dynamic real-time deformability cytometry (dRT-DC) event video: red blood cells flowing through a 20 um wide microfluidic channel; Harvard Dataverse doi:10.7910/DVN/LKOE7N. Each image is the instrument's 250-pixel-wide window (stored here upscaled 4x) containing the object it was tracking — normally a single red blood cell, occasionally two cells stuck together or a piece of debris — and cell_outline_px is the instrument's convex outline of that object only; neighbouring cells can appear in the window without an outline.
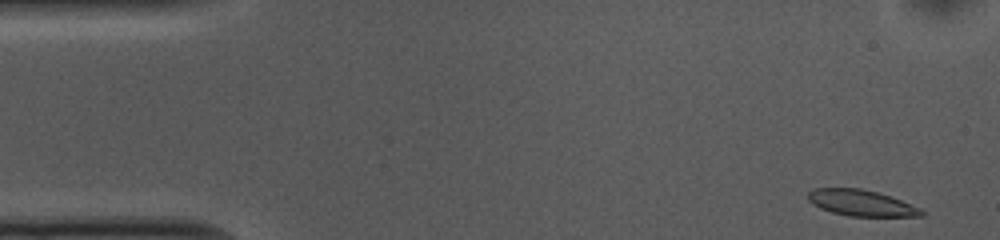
{"species": "common noctule bat (a hibernating species)", "species_latin": "Nyctalus noctula", "temperature_condition": "cold", "stored_images_in_passage": 51, "camera_frame_rate_fps": 3000, "um_per_image_px": 0.085, "animal": {"sex": "female", "body_mass_g": 10.0, "forearm_length_mm": 53.1}, "frame": {"image": 1, "passage_image": 1, "time_ms": 0.0, "image_size_px": [1000, 240], "cell_outline_px": [[924, 216], [848, 216], [832, 212], [820, 208], [812, 204], [808, 200], [808, 192], [812, 188], [860, 188], [892, 196], [920, 208], [924, 212]], "centroid_in_image_um": [73.19, 17.24], "position_along_channel_um": 11.8, "area_um2": 17.28}}
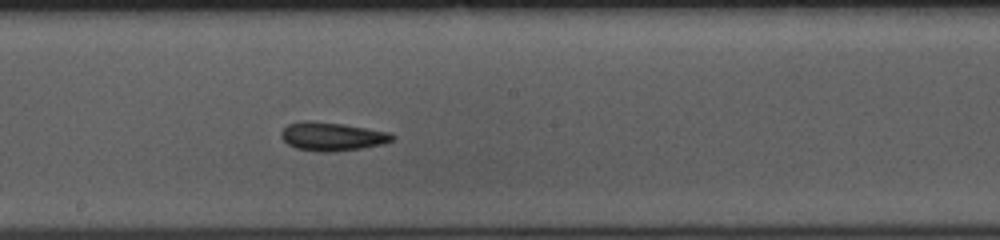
{"frame": {"image": 2, "passage_image": 26, "time_ms": 8.333, "image_size_px": [1000, 240], "cell_outline_px": [[396, 136], [392, 140], [384, 144], [360, 148], [332, 152], [320, 152], [296, 148], [288, 144], [280, 136], [280, 132], [288, 124], [304, 120], [308, 120], [344, 124], [388, 132]], "centroid_in_image_um": [28.21, 11.6], "position_along_channel_um": 220.0, "area_um2": 18.44}}
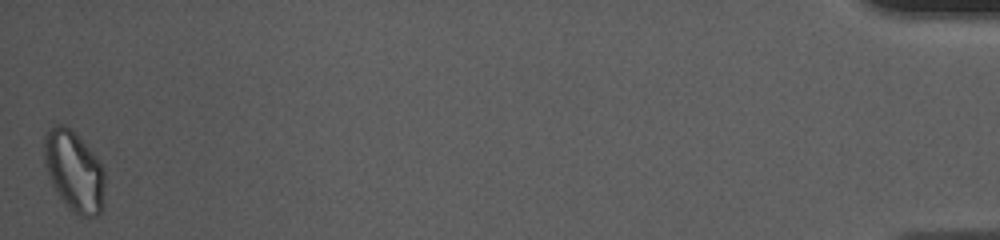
{"frame": {"image": 3, "passage_image": 51, "time_ms": 16.667, "image_size_px": [1000, 240], "cell_outline_px": [[104, 204], [100, 212], [96, 216], [80, 216], [68, 208], [52, 184], [44, 164], [44, 132], [52, 124], [64, 124], [72, 128], [100, 160], [104, 168]], "centroid_in_image_um": [6.3, 14.49], "position_along_channel_um": 428.9, "area_um2": 28.96}, "authors_computed_cell_mechanics": {"area_um2": 18.3226, "velocity_mm_per_s": 3.6999, "shape_relaxation_time_tau1_ms": 4.5834, "shape_relaxation_time_tau2_ms": 4.4409, "deformation_change_tau1": 0.1197, "deformation_change_tau2": 0.107}}